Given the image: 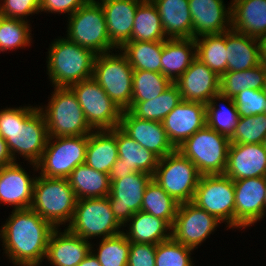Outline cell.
I'll list each match as a JSON object with an SVG mask.
<instances>
[{
  "instance_id": "6da1fadb",
  "label": "cell",
  "mask_w": 266,
  "mask_h": 266,
  "mask_svg": "<svg viewBox=\"0 0 266 266\" xmlns=\"http://www.w3.org/2000/svg\"><path fill=\"white\" fill-rule=\"evenodd\" d=\"M11 213L0 230L4 253L14 266H40L55 227L31 208Z\"/></svg>"
},
{
  "instance_id": "7a4b0ae2",
  "label": "cell",
  "mask_w": 266,
  "mask_h": 266,
  "mask_svg": "<svg viewBox=\"0 0 266 266\" xmlns=\"http://www.w3.org/2000/svg\"><path fill=\"white\" fill-rule=\"evenodd\" d=\"M0 137L6 141L14 162L19 154L38 171L36 164L48 140L46 121L38 106L1 109Z\"/></svg>"
},
{
  "instance_id": "3957f363",
  "label": "cell",
  "mask_w": 266,
  "mask_h": 266,
  "mask_svg": "<svg viewBox=\"0 0 266 266\" xmlns=\"http://www.w3.org/2000/svg\"><path fill=\"white\" fill-rule=\"evenodd\" d=\"M97 54L69 39L58 37L50 44L47 74L53 87H70L92 77Z\"/></svg>"
},
{
  "instance_id": "277c9868",
  "label": "cell",
  "mask_w": 266,
  "mask_h": 266,
  "mask_svg": "<svg viewBox=\"0 0 266 266\" xmlns=\"http://www.w3.org/2000/svg\"><path fill=\"white\" fill-rule=\"evenodd\" d=\"M77 197L67 178L36 177L30 208L55 228L71 223Z\"/></svg>"
},
{
  "instance_id": "5b68a950",
  "label": "cell",
  "mask_w": 266,
  "mask_h": 266,
  "mask_svg": "<svg viewBox=\"0 0 266 266\" xmlns=\"http://www.w3.org/2000/svg\"><path fill=\"white\" fill-rule=\"evenodd\" d=\"M38 108L44 115L48 137L89 135L94 130L87 122L77 97L68 87H54L48 105Z\"/></svg>"
},
{
  "instance_id": "8992f818",
  "label": "cell",
  "mask_w": 266,
  "mask_h": 266,
  "mask_svg": "<svg viewBox=\"0 0 266 266\" xmlns=\"http://www.w3.org/2000/svg\"><path fill=\"white\" fill-rule=\"evenodd\" d=\"M230 139L207 125L176 148L201 175L224 174Z\"/></svg>"
},
{
  "instance_id": "52a82bcc",
  "label": "cell",
  "mask_w": 266,
  "mask_h": 266,
  "mask_svg": "<svg viewBox=\"0 0 266 266\" xmlns=\"http://www.w3.org/2000/svg\"><path fill=\"white\" fill-rule=\"evenodd\" d=\"M66 38L95 54L116 51L107 31L105 15L97 0H88L68 17ZM112 50V51H111Z\"/></svg>"
},
{
  "instance_id": "ba28073f",
  "label": "cell",
  "mask_w": 266,
  "mask_h": 266,
  "mask_svg": "<svg viewBox=\"0 0 266 266\" xmlns=\"http://www.w3.org/2000/svg\"><path fill=\"white\" fill-rule=\"evenodd\" d=\"M133 72L121 51L119 54L108 52L96 55L92 78L123 111L131 107Z\"/></svg>"
},
{
  "instance_id": "9c48e42d",
  "label": "cell",
  "mask_w": 266,
  "mask_h": 266,
  "mask_svg": "<svg viewBox=\"0 0 266 266\" xmlns=\"http://www.w3.org/2000/svg\"><path fill=\"white\" fill-rule=\"evenodd\" d=\"M67 228L85 240L95 237L104 239L123 232V226L111 211L108 197L78 199Z\"/></svg>"
},
{
  "instance_id": "30bf717a",
  "label": "cell",
  "mask_w": 266,
  "mask_h": 266,
  "mask_svg": "<svg viewBox=\"0 0 266 266\" xmlns=\"http://www.w3.org/2000/svg\"><path fill=\"white\" fill-rule=\"evenodd\" d=\"M88 141L89 135L48 137L36 164L39 174L48 178H68L78 165L85 163Z\"/></svg>"
},
{
  "instance_id": "8fae6325",
  "label": "cell",
  "mask_w": 266,
  "mask_h": 266,
  "mask_svg": "<svg viewBox=\"0 0 266 266\" xmlns=\"http://www.w3.org/2000/svg\"><path fill=\"white\" fill-rule=\"evenodd\" d=\"M201 174L177 149L159 159L153 180L179 204L192 202Z\"/></svg>"
},
{
  "instance_id": "7c38bea8",
  "label": "cell",
  "mask_w": 266,
  "mask_h": 266,
  "mask_svg": "<svg viewBox=\"0 0 266 266\" xmlns=\"http://www.w3.org/2000/svg\"><path fill=\"white\" fill-rule=\"evenodd\" d=\"M192 203L227 223L229 229L235 228L234 182L226 175H201Z\"/></svg>"
},
{
  "instance_id": "4fadbf2b",
  "label": "cell",
  "mask_w": 266,
  "mask_h": 266,
  "mask_svg": "<svg viewBox=\"0 0 266 266\" xmlns=\"http://www.w3.org/2000/svg\"><path fill=\"white\" fill-rule=\"evenodd\" d=\"M69 88L77 97L87 122L94 130L119 127L122 110L92 77Z\"/></svg>"
},
{
  "instance_id": "5bb4252c",
  "label": "cell",
  "mask_w": 266,
  "mask_h": 266,
  "mask_svg": "<svg viewBox=\"0 0 266 266\" xmlns=\"http://www.w3.org/2000/svg\"><path fill=\"white\" fill-rule=\"evenodd\" d=\"M221 223L192 202L180 203L172 226V238L196 250Z\"/></svg>"
},
{
  "instance_id": "9a60e30c",
  "label": "cell",
  "mask_w": 266,
  "mask_h": 266,
  "mask_svg": "<svg viewBox=\"0 0 266 266\" xmlns=\"http://www.w3.org/2000/svg\"><path fill=\"white\" fill-rule=\"evenodd\" d=\"M153 177L145 172H134L129 176L111 182L107 196L111 211L124 227L128 220L141 211L145 189Z\"/></svg>"
},
{
  "instance_id": "2e32d148",
  "label": "cell",
  "mask_w": 266,
  "mask_h": 266,
  "mask_svg": "<svg viewBox=\"0 0 266 266\" xmlns=\"http://www.w3.org/2000/svg\"><path fill=\"white\" fill-rule=\"evenodd\" d=\"M235 228L246 229L265 215V177L235 180Z\"/></svg>"
},
{
  "instance_id": "e0dca14e",
  "label": "cell",
  "mask_w": 266,
  "mask_h": 266,
  "mask_svg": "<svg viewBox=\"0 0 266 266\" xmlns=\"http://www.w3.org/2000/svg\"><path fill=\"white\" fill-rule=\"evenodd\" d=\"M119 128L159 159L176 150L169 141L162 122L141 119L129 110H123Z\"/></svg>"
},
{
  "instance_id": "ac0fdd59",
  "label": "cell",
  "mask_w": 266,
  "mask_h": 266,
  "mask_svg": "<svg viewBox=\"0 0 266 266\" xmlns=\"http://www.w3.org/2000/svg\"><path fill=\"white\" fill-rule=\"evenodd\" d=\"M169 141L178 148L207 125L206 104L182 100L162 121Z\"/></svg>"
},
{
  "instance_id": "d6986e66",
  "label": "cell",
  "mask_w": 266,
  "mask_h": 266,
  "mask_svg": "<svg viewBox=\"0 0 266 266\" xmlns=\"http://www.w3.org/2000/svg\"><path fill=\"white\" fill-rule=\"evenodd\" d=\"M192 19V38L231 30L232 9L224 0H188Z\"/></svg>"
},
{
  "instance_id": "ffe728a7",
  "label": "cell",
  "mask_w": 266,
  "mask_h": 266,
  "mask_svg": "<svg viewBox=\"0 0 266 266\" xmlns=\"http://www.w3.org/2000/svg\"><path fill=\"white\" fill-rule=\"evenodd\" d=\"M184 101L207 104L220 92V76L196 58L189 68L176 80Z\"/></svg>"
},
{
  "instance_id": "44dd1931",
  "label": "cell",
  "mask_w": 266,
  "mask_h": 266,
  "mask_svg": "<svg viewBox=\"0 0 266 266\" xmlns=\"http://www.w3.org/2000/svg\"><path fill=\"white\" fill-rule=\"evenodd\" d=\"M224 175L233 181L266 177V150L262 143H230Z\"/></svg>"
},
{
  "instance_id": "7402d4cb",
  "label": "cell",
  "mask_w": 266,
  "mask_h": 266,
  "mask_svg": "<svg viewBox=\"0 0 266 266\" xmlns=\"http://www.w3.org/2000/svg\"><path fill=\"white\" fill-rule=\"evenodd\" d=\"M36 180L18 162L0 168V204L13 210L30 208Z\"/></svg>"
},
{
  "instance_id": "603a6c76",
  "label": "cell",
  "mask_w": 266,
  "mask_h": 266,
  "mask_svg": "<svg viewBox=\"0 0 266 266\" xmlns=\"http://www.w3.org/2000/svg\"><path fill=\"white\" fill-rule=\"evenodd\" d=\"M59 229L55 228L49 238L45 259L52 266H77L90 253L92 244L67 227L64 232Z\"/></svg>"
},
{
  "instance_id": "cb8c5ba5",
  "label": "cell",
  "mask_w": 266,
  "mask_h": 266,
  "mask_svg": "<svg viewBox=\"0 0 266 266\" xmlns=\"http://www.w3.org/2000/svg\"><path fill=\"white\" fill-rule=\"evenodd\" d=\"M142 0H98L111 43L119 49L131 39L134 16Z\"/></svg>"
},
{
  "instance_id": "d4e9b609",
  "label": "cell",
  "mask_w": 266,
  "mask_h": 266,
  "mask_svg": "<svg viewBox=\"0 0 266 266\" xmlns=\"http://www.w3.org/2000/svg\"><path fill=\"white\" fill-rule=\"evenodd\" d=\"M231 29L250 37L266 34V0H231Z\"/></svg>"
},
{
  "instance_id": "484cf974",
  "label": "cell",
  "mask_w": 266,
  "mask_h": 266,
  "mask_svg": "<svg viewBox=\"0 0 266 266\" xmlns=\"http://www.w3.org/2000/svg\"><path fill=\"white\" fill-rule=\"evenodd\" d=\"M196 58L194 38L166 39L163 41L161 73L175 83Z\"/></svg>"
},
{
  "instance_id": "4316f807",
  "label": "cell",
  "mask_w": 266,
  "mask_h": 266,
  "mask_svg": "<svg viewBox=\"0 0 266 266\" xmlns=\"http://www.w3.org/2000/svg\"><path fill=\"white\" fill-rule=\"evenodd\" d=\"M157 7L167 39L192 38L188 0H152Z\"/></svg>"
},
{
  "instance_id": "83f0119b",
  "label": "cell",
  "mask_w": 266,
  "mask_h": 266,
  "mask_svg": "<svg viewBox=\"0 0 266 266\" xmlns=\"http://www.w3.org/2000/svg\"><path fill=\"white\" fill-rule=\"evenodd\" d=\"M117 159L116 128L93 130L89 134L85 163L94 170L109 174Z\"/></svg>"
},
{
  "instance_id": "f1b7e54d",
  "label": "cell",
  "mask_w": 266,
  "mask_h": 266,
  "mask_svg": "<svg viewBox=\"0 0 266 266\" xmlns=\"http://www.w3.org/2000/svg\"><path fill=\"white\" fill-rule=\"evenodd\" d=\"M227 71H244L260 64L259 40L234 30L226 31Z\"/></svg>"
},
{
  "instance_id": "f546056e",
  "label": "cell",
  "mask_w": 266,
  "mask_h": 266,
  "mask_svg": "<svg viewBox=\"0 0 266 266\" xmlns=\"http://www.w3.org/2000/svg\"><path fill=\"white\" fill-rule=\"evenodd\" d=\"M128 223L124 227L129 225V230L123 232L130 242L157 245L172 238V227L165 220L149 213L139 211Z\"/></svg>"
},
{
  "instance_id": "4dcf8cb0",
  "label": "cell",
  "mask_w": 266,
  "mask_h": 266,
  "mask_svg": "<svg viewBox=\"0 0 266 266\" xmlns=\"http://www.w3.org/2000/svg\"><path fill=\"white\" fill-rule=\"evenodd\" d=\"M118 159L114 164H123L134 172L154 175L159 158L148 149L116 127Z\"/></svg>"
},
{
  "instance_id": "1f68e13d",
  "label": "cell",
  "mask_w": 266,
  "mask_h": 266,
  "mask_svg": "<svg viewBox=\"0 0 266 266\" xmlns=\"http://www.w3.org/2000/svg\"><path fill=\"white\" fill-rule=\"evenodd\" d=\"M77 199L103 198L110 193V177L89 167L86 163L78 165L67 178Z\"/></svg>"
},
{
  "instance_id": "d6a6232c",
  "label": "cell",
  "mask_w": 266,
  "mask_h": 266,
  "mask_svg": "<svg viewBox=\"0 0 266 266\" xmlns=\"http://www.w3.org/2000/svg\"><path fill=\"white\" fill-rule=\"evenodd\" d=\"M181 101L180 90L173 83L155 99L149 101H131V107L128 110L138 118L162 122Z\"/></svg>"
},
{
  "instance_id": "836d02e7",
  "label": "cell",
  "mask_w": 266,
  "mask_h": 266,
  "mask_svg": "<svg viewBox=\"0 0 266 266\" xmlns=\"http://www.w3.org/2000/svg\"><path fill=\"white\" fill-rule=\"evenodd\" d=\"M163 41H128L119 50L133 70L161 73Z\"/></svg>"
},
{
  "instance_id": "e575fe53",
  "label": "cell",
  "mask_w": 266,
  "mask_h": 266,
  "mask_svg": "<svg viewBox=\"0 0 266 266\" xmlns=\"http://www.w3.org/2000/svg\"><path fill=\"white\" fill-rule=\"evenodd\" d=\"M166 39L157 7L152 0H142L134 16L130 41H164Z\"/></svg>"
},
{
  "instance_id": "d590c367",
  "label": "cell",
  "mask_w": 266,
  "mask_h": 266,
  "mask_svg": "<svg viewBox=\"0 0 266 266\" xmlns=\"http://www.w3.org/2000/svg\"><path fill=\"white\" fill-rule=\"evenodd\" d=\"M218 101L222 103L227 101L228 104L227 106L222 103L218 105ZM239 117L233 98L220 92L206 104L207 126L228 138L233 135Z\"/></svg>"
},
{
  "instance_id": "8d00e7d4",
  "label": "cell",
  "mask_w": 266,
  "mask_h": 266,
  "mask_svg": "<svg viewBox=\"0 0 266 266\" xmlns=\"http://www.w3.org/2000/svg\"><path fill=\"white\" fill-rule=\"evenodd\" d=\"M195 40L196 57L219 76L227 71L226 32L204 35Z\"/></svg>"
},
{
  "instance_id": "74e56055",
  "label": "cell",
  "mask_w": 266,
  "mask_h": 266,
  "mask_svg": "<svg viewBox=\"0 0 266 266\" xmlns=\"http://www.w3.org/2000/svg\"><path fill=\"white\" fill-rule=\"evenodd\" d=\"M179 203L153 179L148 183L142 199L141 211L174 224Z\"/></svg>"
},
{
  "instance_id": "f35d334b",
  "label": "cell",
  "mask_w": 266,
  "mask_h": 266,
  "mask_svg": "<svg viewBox=\"0 0 266 266\" xmlns=\"http://www.w3.org/2000/svg\"><path fill=\"white\" fill-rule=\"evenodd\" d=\"M265 70L259 64L244 71H226L220 76V93L234 98L245 89H263Z\"/></svg>"
},
{
  "instance_id": "ab89813d",
  "label": "cell",
  "mask_w": 266,
  "mask_h": 266,
  "mask_svg": "<svg viewBox=\"0 0 266 266\" xmlns=\"http://www.w3.org/2000/svg\"><path fill=\"white\" fill-rule=\"evenodd\" d=\"M173 82L162 73L134 70L131 101H149L168 89Z\"/></svg>"
},
{
  "instance_id": "60d3db41",
  "label": "cell",
  "mask_w": 266,
  "mask_h": 266,
  "mask_svg": "<svg viewBox=\"0 0 266 266\" xmlns=\"http://www.w3.org/2000/svg\"><path fill=\"white\" fill-rule=\"evenodd\" d=\"M98 244L99 247L95 250L94 245H91V251L101 266H127L131 242L124 232L101 239Z\"/></svg>"
},
{
  "instance_id": "b9f144b4",
  "label": "cell",
  "mask_w": 266,
  "mask_h": 266,
  "mask_svg": "<svg viewBox=\"0 0 266 266\" xmlns=\"http://www.w3.org/2000/svg\"><path fill=\"white\" fill-rule=\"evenodd\" d=\"M29 21L5 18L0 26V53L30 46L31 27Z\"/></svg>"
},
{
  "instance_id": "7bdbcfd3",
  "label": "cell",
  "mask_w": 266,
  "mask_h": 266,
  "mask_svg": "<svg viewBox=\"0 0 266 266\" xmlns=\"http://www.w3.org/2000/svg\"><path fill=\"white\" fill-rule=\"evenodd\" d=\"M266 135V117L263 114L239 117L230 143L258 144L263 143Z\"/></svg>"
},
{
  "instance_id": "ee69618b",
  "label": "cell",
  "mask_w": 266,
  "mask_h": 266,
  "mask_svg": "<svg viewBox=\"0 0 266 266\" xmlns=\"http://www.w3.org/2000/svg\"><path fill=\"white\" fill-rule=\"evenodd\" d=\"M195 249L176 242L173 238L156 245V266H193L191 252Z\"/></svg>"
},
{
  "instance_id": "f6af8a7d",
  "label": "cell",
  "mask_w": 266,
  "mask_h": 266,
  "mask_svg": "<svg viewBox=\"0 0 266 266\" xmlns=\"http://www.w3.org/2000/svg\"><path fill=\"white\" fill-rule=\"evenodd\" d=\"M233 100L240 117L263 114L266 107V93L262 89H245Z\"/></svg>"
},
{
  "instance_id": "bcb514c9",
  "label": "cell",
  "mask_w": 266,
  "mask_h": 266,
  "mask_svg": "<svg viewBox=\"0 0 266 266\" xmlns=\"http://www.w3.org/2000/svg\"><path fill=\"white\" fill-rule=\"evenodd\" d=\"M0 2V11L6 18L27 21V16L40 12V0H0Z\"/></svg>"
},
{
  "instance_id": "7dc6e473",
  "label": "cell",
  "mask_w": 266,
  "mask_h": 266,
  "mask_svg": "<svg viewBox=\"0 0 266 266\" xmlns=\"http://www.w3.org/2000/svg\"><path fill=\"white\" fill-rule=\"evenodd\" d=\"M156 245L131 242L127 266H156Z\"/></svg>"
},
{
  "instance_id": "c3c4849f",
  "label": "cell",
  "mask_w": 266,
  "mask_h": 266,
  "mask_svg": "<svg viewBox=\"0 0 266 266\" xmlns=\"http://www.w3.org/2000/svg\"><path fill=\"white\" fill-rule=\"evenodd\" d=\"M88 0H40V13H56L72 15Z\"/></svg>"
},
{
  "instance_id": "681fc988",
  "label": "cell",
  "mask_w": 266,
  "mask_h": 266,
  "mask_svg": "<svg viewBox=\"0 0 266 266\" xmlns=\"http://www.w3.org/2000/svg\"><path fill=\"white\" fill-rule=\"evenodd\" d=\"M134 173L132 169H128L127 166L123 164H114L109 172L110 181L125 178L130 174Z\"/></svg>"
},
{
  "instance_id": "f907efd6",
  "label": "cell",
  "mask_w": 266,
  "mask_h": 266,
  "mask_svg": "<svg viewBox=\"0 0 266 266\" xmlns=\"http://www.w3.org/2000/svg\"><path fill=\"white\" fill-rule=\"evenodd\" d=\"M14 163L7 147L6 141L0 137V168Z\"/></svg>"
},
{
  "instance_id": "816d5d0a",
  "label": "cell",
  "mask_w": 266,
  "mask_h": 266,
  "mask_svg": "<svg viewBox=\"0 0 266 266\" xmlns=\"http://www.w3.org/2000/svg\"><path fill=\"white\" fill-rule=\"evenodd\" d=\"M259 40V54L260 64L266 69V34L263 35Z\"/></svg>"
},
{
  "instance_id": "f5cc1de1",
  "label": "cell",
  "mask_w": 266,
  "mask_h": 266,
  "mask_svg": "<svg viewBox=\"0 0 266 266\" xmlns=\"http://www.w3.org/2000/svg\"><path fill=\"white\" fill-rule=\"evenodd\" d=\"M77 266H101L98 258L90 251V253Z\"/></svg>"
},
{
  "instance_id": "db71d44e",
  "label": "cell",
  "mask_w": 266,
  "mask_h": 266,
  "mask_svg": "<svg viewBox=\"0 0 266 266\" xmlns=\"http://www.w3.org/2000/svg\"><path fill=\"white\" fill-rule=\"evenodd\" d=\"M262 90L266 93V70H265V77H264V86Z\"/></svg>"
},
{
  "instance_id": "11a10c76",
  "label": "cell",
  "mask_w": 266,
  "mask_h": 266,
  "mask_svg": "<svg viewBox=\"0 0 266 266\" xmlns=\"http://www.w3.org/2000/svg\"><path fill=\"white\" fill-rule=\"evenodd\" d=\"M6 17L1 13V11H0V26H1V24H2V22H3V20L5 19Z\"/></svg>"
},
{
  "instance_id": "9f6ffc18",
  "label": "cell",
  "mask_w": 266,
  "mask_h": 266,
  "mask_svg": "<svg viewBox=\"0 0 266 266\" xmlns=\"http://www.w3.org/2000/svg\"><path fill=\"white\" fill-rule=\"evenodd\" d=\"M263 146H264V149L266 150V135H265V137H264V140H263Z\"/></svg>"
},
{
  "instance_id": "6f0895ef",
  "label": "cell",
  "mask_w": 266,
  "mask_h": 266,
  "mask_svg": "<svg viewBox=\"0 0 266 266\" xmlns=\"http://www.w3.org/2000/svg\"><path fill=\"white\" fill-rule=\"evenodd\" d=\"M265 190H266V177H265ZM265 214H266V194H265Z\"/></svg>"
},
{
  "instance_id": "680465c9",
  "label": "cell",
  "mask_w": 266,
  "mask_h": 266,
  "mask_svg": "<svg viewBox=\"0 0 266 266\" xmlns=\"http://www.w3.org/2000/svg\"><path fill=\"white\" fill-rule=\"evenodd\" d=\"M263 115L266 117V107L264 109Z\"/></svg>"
}]
</instances>
